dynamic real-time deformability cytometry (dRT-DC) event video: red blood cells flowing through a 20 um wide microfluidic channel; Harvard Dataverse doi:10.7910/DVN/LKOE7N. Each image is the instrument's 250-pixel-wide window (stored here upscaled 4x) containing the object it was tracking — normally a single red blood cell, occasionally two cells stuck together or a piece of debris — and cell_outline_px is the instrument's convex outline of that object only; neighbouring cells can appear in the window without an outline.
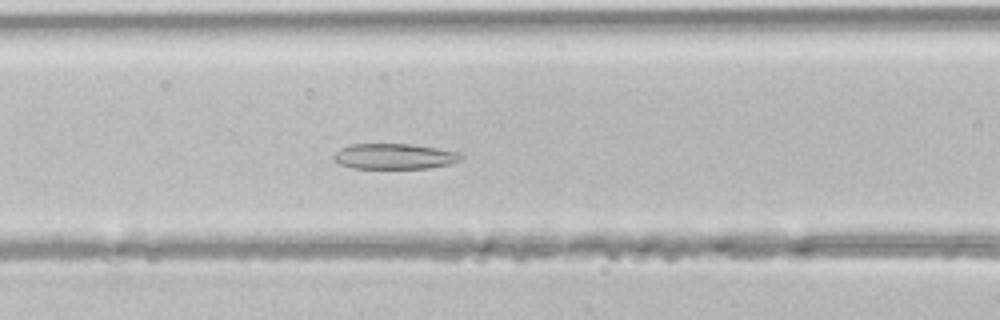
{"species": "common noctule bat (a hibernating species)", "species_latin": "Nyctalus noctula", "temperature_condition": "room temperature", "stored_images_in_passage": 44, "segment_of_instrument_passage": [1, 2], "camera_frame_rate_fps": 3000, "um_per_image_px": 0.085, "animal": {"sex": "male", "body_mass_g": 21.5, "forearm_length_mm": 52.0}, "frame": {"image": 1, "passage_image": 18, "time_ms": 5.667, "image_size_px": [1000, 320], "cell_outline_px": [[464, 156], [460, 160], [448, 164], [428, 168], [352, 168], [340, 164], [332, 160], [332, 156], [340, 148], [352, 144], [412, 144], [460, 152]], "centroid_in_image_um": [33.5, 13.29], "position_along_channel_um": 133.1, "area_um2": 18.96}}
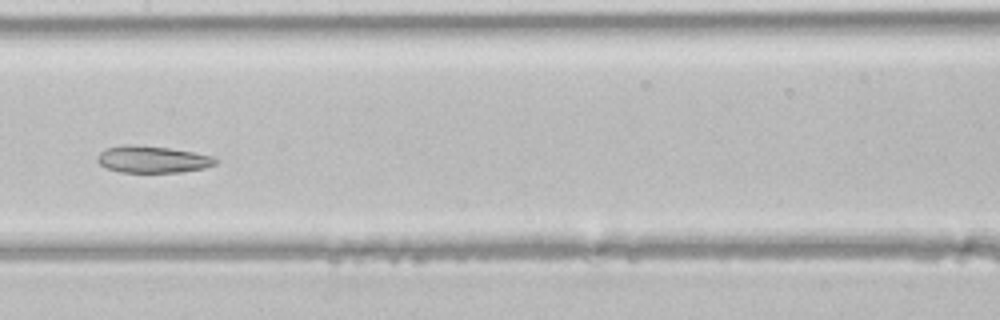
{"frame": {"image": 2, "passage_image": 22, "time_ms": 7.0, "image_size_px": [1000, 320], "cell_outline_px": [[216, 164], [204, 168], [180, 172], [120, 172], [108, 168], [100, 164], [96, 160], [96, 156], [104, 148], [128, 144], [168, 148], [216, 156]], "centroid_in_image_um": [12.94, 13.54], "position_along_channel_um": 194.5, "area_um2": 18.44}}
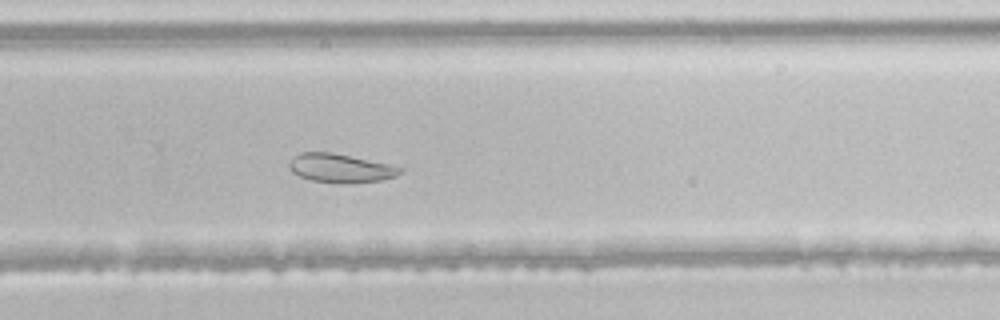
{"frame": {"image": 3, "passage_image": 29, "time_ms": 9.333, "image_size_px": [1000, 320], "cell_outline_px": [[404, 172], [396, 176], [380, 180], [344, 184], [312, 180], [300, 176], [292, 172], [288, 168], [288, 164], [300, 152], [332, 152], [388, 164], [404, 168]], "centroid_in_image_um": [28.96, 14.3], "position_along_channel_um": 300.8, "area_um2": 18.5}}